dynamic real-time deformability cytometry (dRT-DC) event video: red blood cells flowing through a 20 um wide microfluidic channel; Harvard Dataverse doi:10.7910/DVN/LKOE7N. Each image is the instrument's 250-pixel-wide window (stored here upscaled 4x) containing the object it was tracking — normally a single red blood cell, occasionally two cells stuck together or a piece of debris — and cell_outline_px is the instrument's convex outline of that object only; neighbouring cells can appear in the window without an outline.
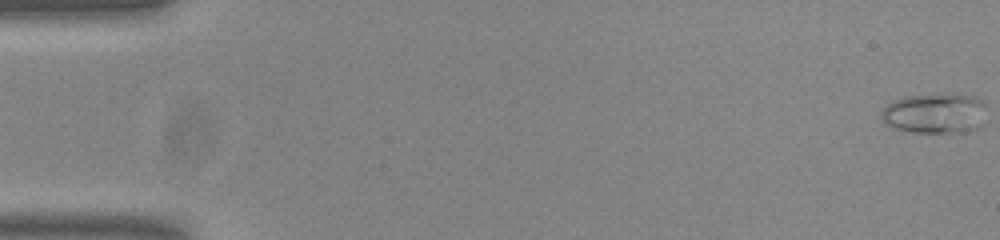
{"species": "common noctule bat (a hibernating species)", "species_latin": "Nyctalus noctula", "temperature_condition": "room temperature", "stored_images_in_passage": 54, "camera_frame_rate_fps": 3000, "um_per_image_px": 0.085, "animal": {"sex": "male", "body_mass_g": 20.0, "forearm_length_mm": 53.3}, "frame": {"image": 1, "passage_image": 1, "time_ms": 0.0, "image_size_px": [1000, 240], "cell_outline_px": [[984, 124], [968, 132], [912, 132], [896, 128], [888, 124], [880, 116], [880, 112], [892, 100], [904, 96], [976, 96], [984, 104]], "centroid_in_image_um": [79.46, 9.66], "position_along_channel_um": 5.5, "area_um2": 24.04}}
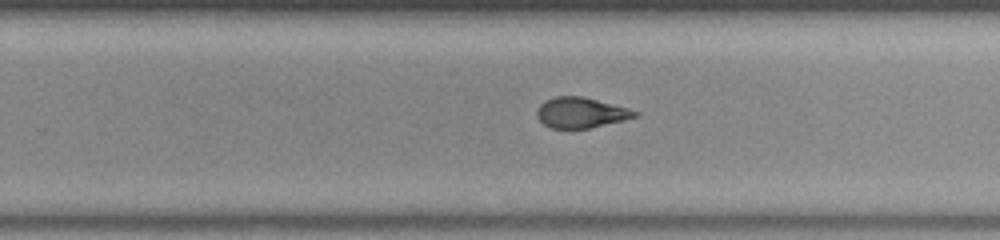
{"frame": {"image": 2, "passage_image": 35, "time_ms": 11.333, "image_size_px": [1000, 240], "cell_outline_px": [[640, 116], [624, 120], [588, 128], [552, 128], [544, 124], [536, 116], [536, 108], [544, 100], [556, 96], [584, 96], [628, 108], [640, 112]], "centroid_in_image_um": [49.38, 9.56], "position_along_channel_um": 280.4, "area_um2": 17.51}}
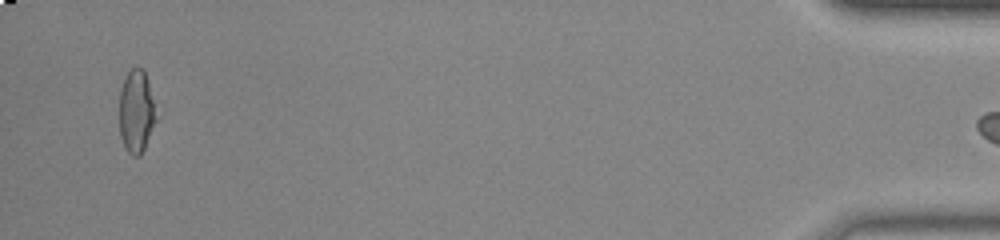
{"frame": {"image": 3, "passage_image": 53, "time_ms": 17.333, "image_size_px": [1000, 240], "cell_outline_px": [[160, 116], [140, 156], [132, 156], [124, 148], [120, 136], [120, 88], [128, 72], [132, 68], [144, 68]], "centroid_in_image_um": [11.64, 9.49], "position_along_channel_um": 423.6, "area_um2": 18.38}}